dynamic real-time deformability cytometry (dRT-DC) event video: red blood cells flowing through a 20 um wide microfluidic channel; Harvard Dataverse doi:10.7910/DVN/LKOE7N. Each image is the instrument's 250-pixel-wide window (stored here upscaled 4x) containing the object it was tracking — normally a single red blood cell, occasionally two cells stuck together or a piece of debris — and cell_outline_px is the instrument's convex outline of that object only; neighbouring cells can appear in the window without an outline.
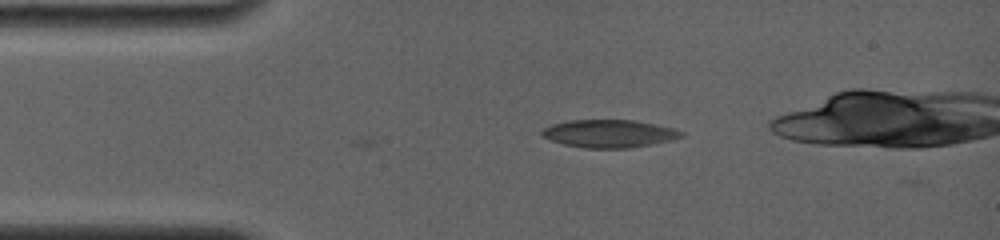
{"species": "common noctule bat (a hibernating species)", "species_latin": "Nyctalus noctula", "temperature_condition": "room temperature", "stored_images_in_passage": 6, "camera_frame_rate_fps": 4000, "um_per_image_px": 0.085, "animal": {"sex": "female", "body_mass_g": 19.0, "forearm_length_mm": 56.7}, "frame": {"image": 1, "passage_image": 1, "time_ms": 0.0, "image_size_px": [1000, 240], "cell_outline_px": [[684, 136], [672, 140], [652, 144], [628, 148], [584, 148], [564, 144], [540, 136], [540, 132], [544, 128], [552, 124], [568, 120], [636, 120], [656, 124], [672, 128], [684, 132]], "centroid_in_image_um": [51.78, 11.35], "position_along_channel_um": 33.2, "area_um2": 22.66}}
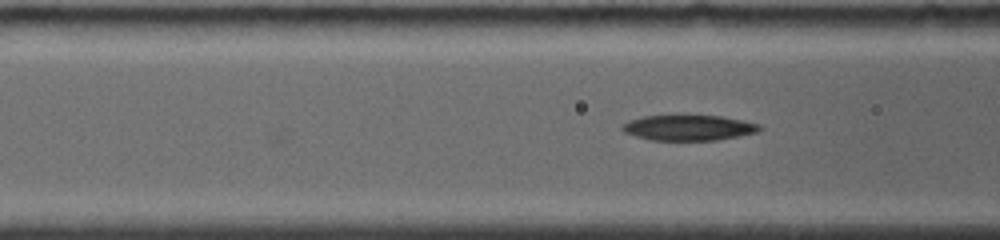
{"frame": {"image": 2, "passage_image": 6, "time_ms": 2.75, "image_size_px": [1000, 240], "cell_outline_px": [[764, 128], [756, 132], [716, 140], [648, 140], [624, 132], [620, 128], [620, 124], [628, 120], [644, 116], [720, 116], [760, 124]], "centroid_in_image_um": [58.47, 10.86], "position_along_channel_um": 108.1, "area_um2": 20.23}}